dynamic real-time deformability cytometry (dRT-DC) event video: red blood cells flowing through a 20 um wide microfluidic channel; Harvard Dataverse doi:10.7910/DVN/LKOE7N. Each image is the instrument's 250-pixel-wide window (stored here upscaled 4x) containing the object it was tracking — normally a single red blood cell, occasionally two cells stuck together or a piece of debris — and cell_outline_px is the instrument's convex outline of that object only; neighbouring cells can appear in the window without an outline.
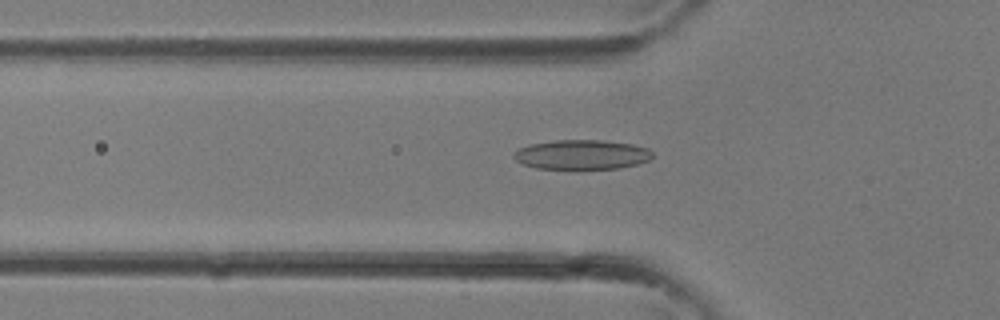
{"species": "common noctule bat (a hibernating species)", "species_latin": "Nyctalus noctula", "temperature_condition": "room temperature", "stored_images_in_passage": 26, "camera_frame_rate_fps": 3000, "um_per_image_px": 0.085, "animal": {"sex": "female"}, "frame": {"image": 1, "passage_image": 4, "time_ms": 1.0, "image_size_px": [1000, 320], "cell_outline_px": [[652, 156], [648, 160], [636, 164], [620, 168], [536, 168], [524, 164], [516, 160], [512, 156], [520, 148], [528, 144], [556, 140], [600, 140], [632, 144], [648, 148], [652, 152]], "centroid_in_image_um": [49.45, 13.13], "position_along_channel_um": 76.4, "area_um2": 23.58}}
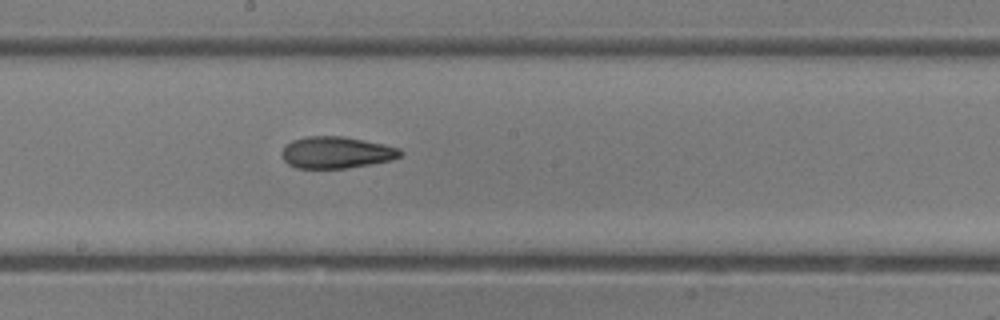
{"frame": {"image": 2, "passage_image": 11, "time_ms": 3.333, "image_size_px": [1000, 320], "cell_outline_px": [[404, 152], [400, 156], [392, 160], [344, 168], [296, 168], [288, 164], [284, 160], [280, 152], [292, 140], [304, 136], [344, 136], [384, 144], [400, 148]], "centroid_in_image_um": [28.59, 12.95], "position_along_channel_um": 219.6, "area_um2": 21.91}}
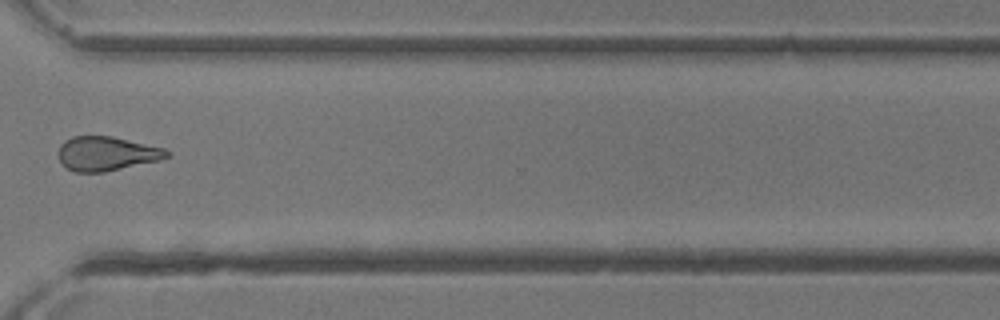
{"frame": {"image": 3, "passage_image": 18, "time_ms": 5.667, "image_size_px": [1000, 320], "cell_outline_px": [[172, 156], [160, 160], [104, 172], [76, 172], [68, 168], [60, 160], [60, 144], [64, 140], [72, 136], [112, 136], [164, 148], [172, 152]], "centroid_in_image_um": [9.11, 13.05], "position_along_channel_um": 361.5, "area_um2": 21.56}}